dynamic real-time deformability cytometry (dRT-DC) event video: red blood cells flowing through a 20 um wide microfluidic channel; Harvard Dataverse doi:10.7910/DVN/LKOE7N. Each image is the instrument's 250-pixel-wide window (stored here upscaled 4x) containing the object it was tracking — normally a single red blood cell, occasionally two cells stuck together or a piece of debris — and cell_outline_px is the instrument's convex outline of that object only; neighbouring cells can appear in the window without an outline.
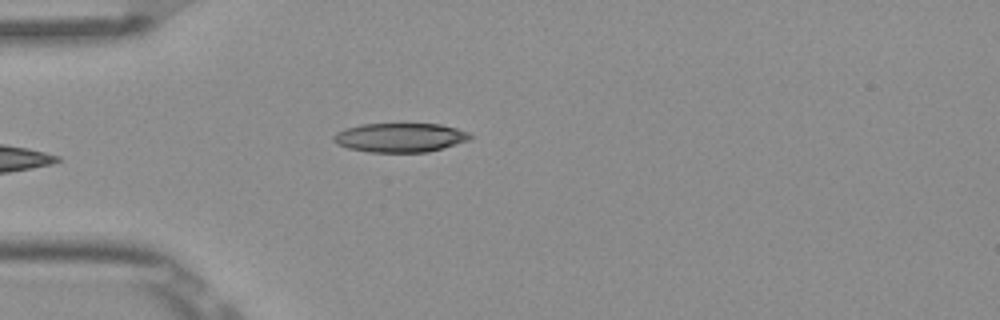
{"species": "Egyptian fruit bat (a non-hibernating species)", "species_latin": "Rousettus aegyptiacus", "temperature_condition": "room temperature", "stored_images_in_passage": 5, "camera_frame_rate_fps": 3000, "um_per_image_px": 0.085, "frame": {"image": 1, "passage_image": 4, "time_ms": 1.0, "image_size_px": [1000, 320], "cell_outline_px": [[472, 140], [428, 152], [368, 152], [348, 148], [336, 144], [332, 140], [332, 136], [336, 132], [344, 128], [360, 124], [440, 124], [456, 128], [468, 132], [472, 136]], "centroid_in_image_um": [33.99, 11.69], "position_along_channel_um": 51.0, "area_um2": 23.41}}